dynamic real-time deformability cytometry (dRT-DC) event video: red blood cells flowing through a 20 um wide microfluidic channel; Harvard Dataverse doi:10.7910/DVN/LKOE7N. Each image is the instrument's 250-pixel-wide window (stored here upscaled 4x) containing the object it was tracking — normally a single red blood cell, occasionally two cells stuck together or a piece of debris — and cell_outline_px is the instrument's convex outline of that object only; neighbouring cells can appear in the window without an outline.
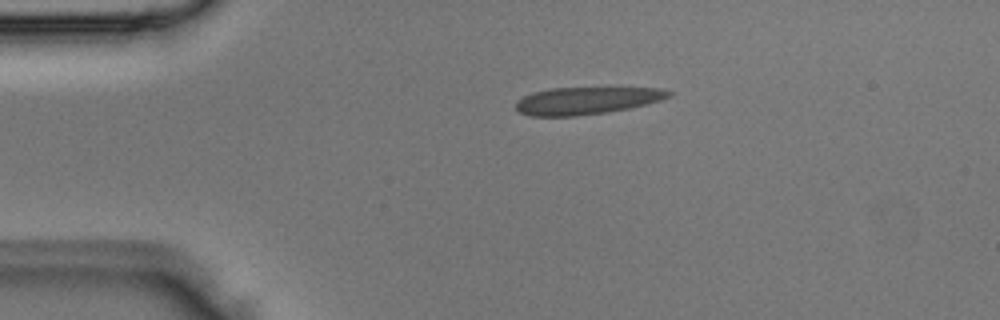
{"species": "Egyptian fruit bat (a non-hibernating species)", "species_latin": "Rousettus aegyptiacus", "temperature_condition": "room temperature", "stored_images_in_passage": 1, "camera_frame_rate_fps": 3000, "um_per_image_px": 0.085, "animal": {"sex": "male"}, "frame": {"image": 1, "passage_image": 1, "time_ms": 0.0, "image_size_px": [1000, 320], "cell_outline_px": [[672, 96], [648, 104], [632, 108], [608, 112], [576, 116], [528, 116], [520, 112], [516, 108], [516, 100], [532, 92], [552, 88], [660, 88], [672, 92]], "centroid_in_image_um": [49.87, 8.56], "position_along_channel_um": 35.1, "area_um2": 24.45}}